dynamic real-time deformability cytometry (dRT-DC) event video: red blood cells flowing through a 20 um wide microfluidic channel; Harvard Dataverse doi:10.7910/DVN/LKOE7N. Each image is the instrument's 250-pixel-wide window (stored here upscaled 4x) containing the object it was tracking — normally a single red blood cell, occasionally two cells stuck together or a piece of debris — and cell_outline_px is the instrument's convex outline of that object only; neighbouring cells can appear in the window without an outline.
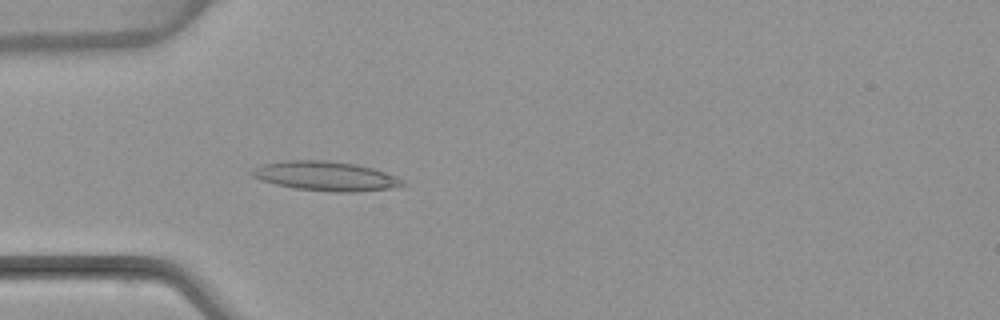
{"species": "common noctule bat (a hibernating species)", "species_latin": "Nyctalus noctula", "temperature_condition": "warm", "stored_images_in_passage": 5, "camera_frame_rate_fps": 3000, "um_per_image_px": 0.085, "animal": {"sex": "female", "body_mass_g": 22.7, "forearm_length_mm": 54.2}, "frame": {"image": 1, "passage_image": 5, "time_ms": 4.667, "image_size_px": [1000, 320], "cell_outline_px": [[408, 184], [392, 188], [356, 192], [336, 192], [296, 188], [276, 184], [260, 180], [252, 176], [248, 172], [252, 168], [264, 164], [284, 160], [324, 160], [356, 164], [372, 168], [396, 176], [404, 180]], "centroid_in_image_um": [27.68, 14.96], "position_along_channel_um": 57.3, "area_um2": 25.84}}